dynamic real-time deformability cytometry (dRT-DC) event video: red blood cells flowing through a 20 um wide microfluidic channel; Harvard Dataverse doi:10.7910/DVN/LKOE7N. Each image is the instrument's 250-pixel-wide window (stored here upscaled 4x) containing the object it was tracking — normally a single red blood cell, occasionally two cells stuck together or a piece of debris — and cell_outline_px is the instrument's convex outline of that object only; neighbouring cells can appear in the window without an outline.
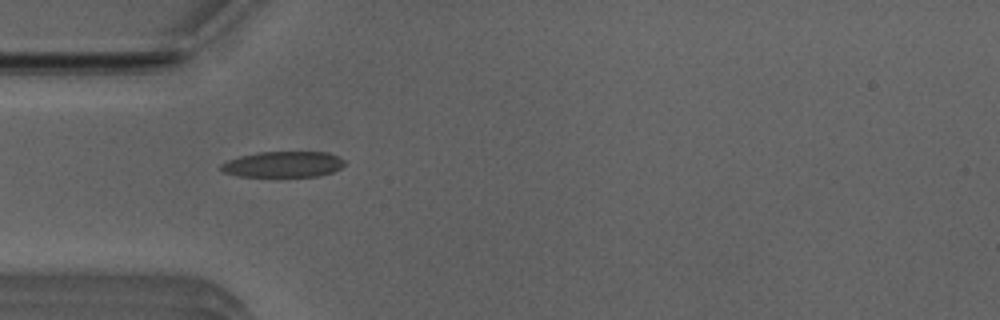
{"species": "Egyptian fruit bat (a non-hibernating species)", "species_latin": "Rousettus aegyptiacus", "temperature_condition": "room temperature", "stored_images_in_passage": 51, "camera_frame_rate_fps": 3000, "um_per_image_px": 0.085, "animal": {"sex": "male"}, "frame": {"image": 1, "passage_image": 15, "time_ms": 4.667, "image_size_px": [1000, 320], "cell_outline_px": [[344, 164], [340, 168], [332, 172], [320, 176], [240, 176], [224, 172], [220, 168], [220, 164], [228, 160], [240, 156], [260, 152], [328, 152], [340, 156], [344, 160]], "centroid_in_image_um": [24.1, 13.96], "position_along_channel_um": 60.9, "area_um2": 18.55}}
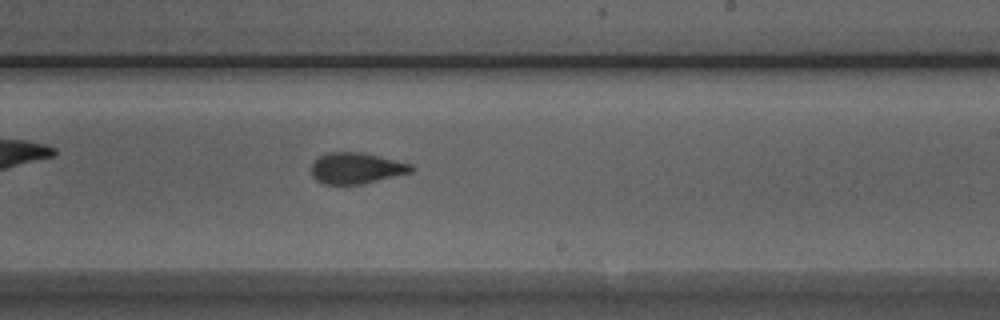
{"frame": {"image": 2, "passage_image": 30, "time_ms": 9.667, "image_size_px": [1000, 320], "cell_outline_px": [[416, 168], [412, 172], [360, 184], [324, 184], [316, 180], [312, 176], [312, 164], [320, 156], [328, 152], [360, 152], [412, 164]], "centroid_in_image_um": [30.29, 14.3], "position_along_channel_um": 258.7, "area_um2": 17.86}}
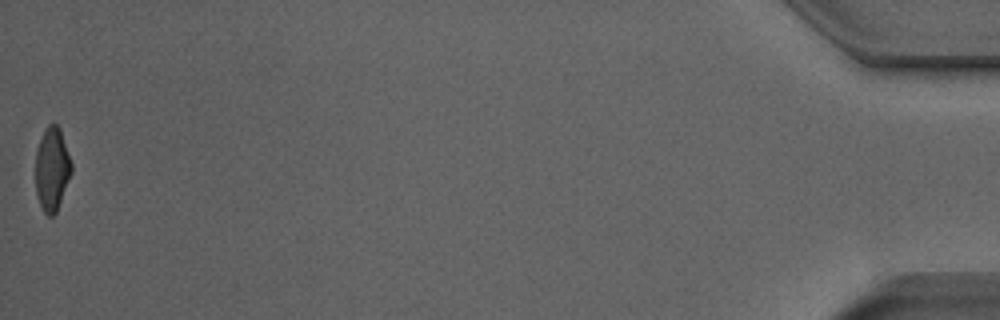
{"frame": {"image": 3, "passage_image": 51, "time_ms": 16.667, "image_size_px": [1000, 320], "cell_outline_px": [[72, 172], [56, 212], [52, 216], [48, 216], [44, 212], [36, 196], [36, 152], [40, 140], [48, 124], [56, 124], [60, 128], [72, 164]], "centroid_in_image_um": [4.42, 14.38], "position_along_channel_um": 430.8, "area_um2": 17.28}, "authors_computed_cell_mechanics": {"area_um2": 18.207, "velocity_mm_per_s": 3.9798, "shape_relaxation_time_tau1_ms": 5.7847, "shape_relaxation_time_tau2_ms": 1.5145, "deformation_change_tau1": 0.1761, "deformation_change_tau2": 0.0975}}